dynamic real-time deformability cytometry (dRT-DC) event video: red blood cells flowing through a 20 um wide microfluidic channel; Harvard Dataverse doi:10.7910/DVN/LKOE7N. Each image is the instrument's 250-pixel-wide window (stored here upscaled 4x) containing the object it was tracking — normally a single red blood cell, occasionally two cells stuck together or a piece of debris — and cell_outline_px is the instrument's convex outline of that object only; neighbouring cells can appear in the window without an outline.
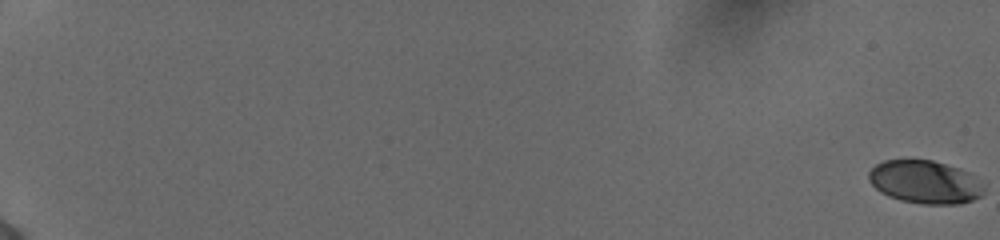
{"species": "human", "species_latin": "Homo sapiens", "temperature_condition": "cold", "stored_images_in_passage": 58, "camera_frame_rate_fps": 3000, "um_per_image_px": 0.085, "donor": {"sex": "female"}, "frame": {"image": 1, "passage_image": 1, "time_ms": 0.0, "image_size_px": [1000, 240], "cell_outline_px": [[984, 192], [980, 196], [972, 200], [960, 204], [920, 204], [900, 200], [888, 196], [880, 192], [868, 180], [868, 172], [876, 164], [884, 160], [932, 160], [960, 168], [976, 176], [984, 184]], "centroid_in_image_um": [78.64, 15.47], "position_along_channel_um": 6.4, "area_um2": 29.19}}
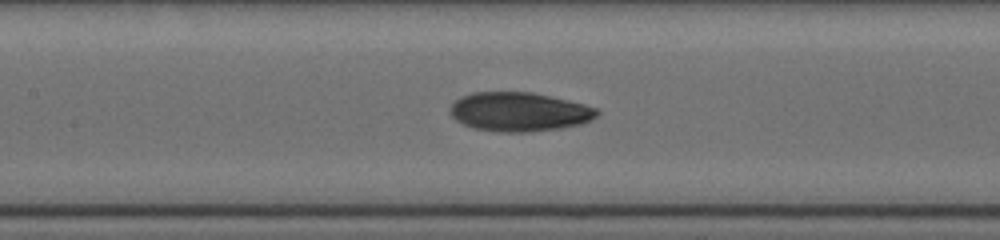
{"frame": {"image": 2, "passage_image": 32, "time_ms": 10.333, "image_size_px": [1000, 240], "cell_outline_px": [[600, 112], [592, 120], [580, 124], [560, 128], [532, 132], [500, 132], [472, 128], [456, 120], [448, 112], [448, 108], [460, 96], [472, 92], [532, 92], [584, 104], [596, 108]], "centroid_in_image_um": [44.1, 9.51], "position_along_channel_um": 163.3, "area_um2": 33.58}}
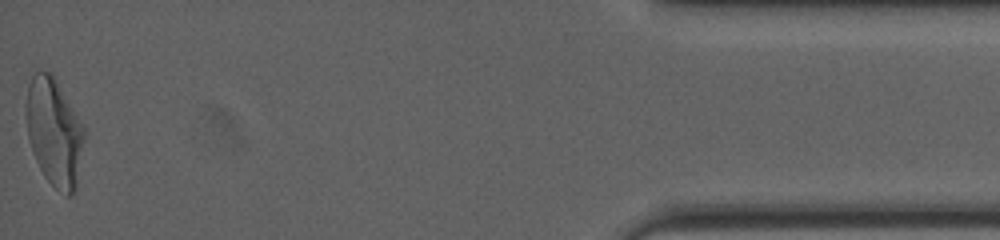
{"frame": {"image": 3, "passage_image": 58, "time_ms": 19.0, "image_size_px": [1000, 240], "cell_outline_px": [[84, 136], [76, 184], [72, 196], [68, 196], [56, 188], [44, 176], [36, 160], [28, 136], [24, 104], [28, 88], [32, 76], [36, 72], [52, 72], [84, 128]], "centroid_in_image_um": [4.58, 11.2], "position_along_channel_um": 430.6, "area_um2": 35.84}, "authors_computed_cell_mechanics": {"area_um2": 32.368, "velocity_mm_per_s": 3.8859, "shape_relaxation_time_tau1_ms": 5.0152, "shape_relaxation_time_tau2_ms": 1.557, "deformation_change_tau1": 0.1734, "deformation_change_tau2": 0.0625}}